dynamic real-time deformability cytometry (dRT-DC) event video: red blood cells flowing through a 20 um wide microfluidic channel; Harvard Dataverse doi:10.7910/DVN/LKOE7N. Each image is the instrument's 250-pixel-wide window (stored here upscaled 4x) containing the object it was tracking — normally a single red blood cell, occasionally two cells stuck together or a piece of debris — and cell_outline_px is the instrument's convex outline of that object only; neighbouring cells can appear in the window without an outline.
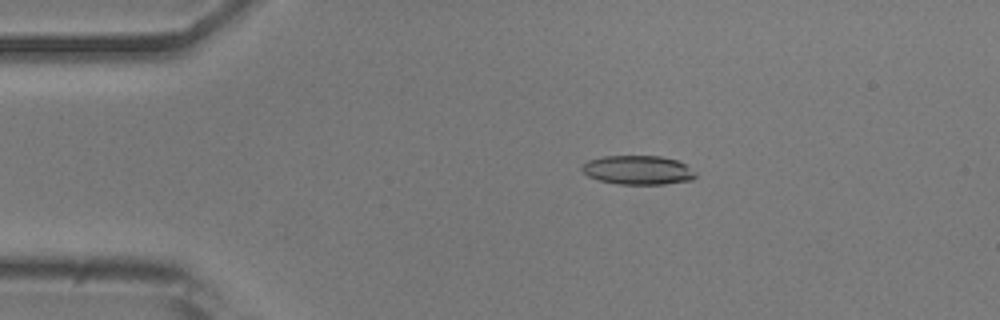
{"species": "common noctule bat (a hibernating species)", "species_latin": "Nyctalus noctula", "temperature_condition": "room temperature", "stored_images_in_passage": 52, "camera_frame_rate_fps": 3000, "um_per_image_px": 0.085, "animal": {"sex": "male", "body_mass_g": 20.5, "forearm_length_mm": 52.5}, "frame": {"image": 1, "passage_image": 10, "time_ms": 3.0, "image_size_px": [1000, 320], "cell_outline_px": [[696, 176], [692, 180], [664, 184], [616, 184], [600, 180], [588, 176], [580, 168], [588, 160], [604, 156], [660, 156], [676, 160], [684, 164], [696, 172]], "centroid_in_image_um": [54.23, 14.46], "position_along_channel_um": 30.8, "area_um2": 19.13}}
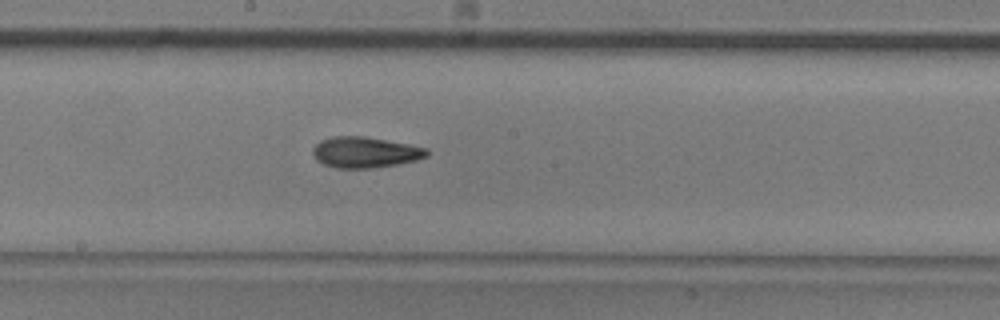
{"frame": {"image": 2, "passage_image": 28, "time_ms": 9.0, "image_size_px": [1000, 320], "cell_outline_px": [[428, 156], [416, 160], [376, 168], [336, 168], [324, 164], [316, 160], [312, 156], [312, 148], [320, 140], [332, 136], [364, 136], [408, 144], [428, 148]], "centroid_in_image_um": [31.0, 12.94], "position_along_channel_um": 217.2, "area_um2": 20.63}}
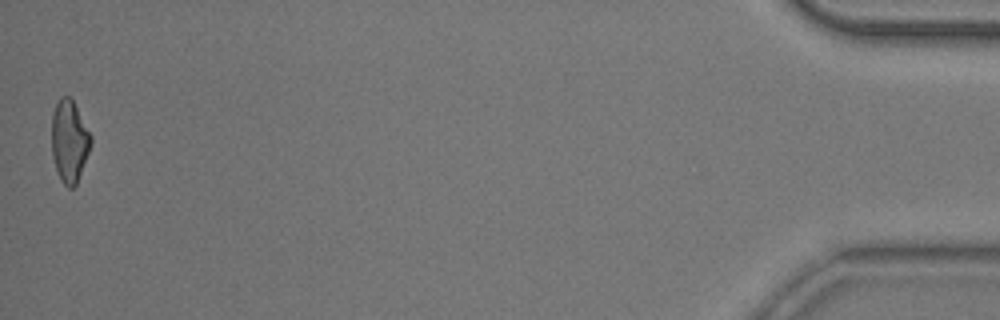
{"frame": {"image": 3, "passage_image": 52, "time_ms": 17.0, "image_size_px": [1000, 320], "cell_outline_px": [[92, 144], [76, 184], [72, 188], [68, 188], [60, 180], [56, 172], [52, 156], [52, 112], [60, 96], [68, 96], [72, 100], [92, 136]], "centroid_in_image_um": [5.88, 12.02], "position_along_channel_um": 429.3, "area_um2": 18.79}, "authors_computed_cell_mechanics": {"area_um2": 19.5364, "velocity_mm_per_s": 3.858, "shape_relaxation_time_tau1_ms": 4.4049, "shape_relaxation_time_tau2_ms": 3.9346, "deformation_change_tau1": 0.1638, "deformation_change_tau2": 0.1236}}